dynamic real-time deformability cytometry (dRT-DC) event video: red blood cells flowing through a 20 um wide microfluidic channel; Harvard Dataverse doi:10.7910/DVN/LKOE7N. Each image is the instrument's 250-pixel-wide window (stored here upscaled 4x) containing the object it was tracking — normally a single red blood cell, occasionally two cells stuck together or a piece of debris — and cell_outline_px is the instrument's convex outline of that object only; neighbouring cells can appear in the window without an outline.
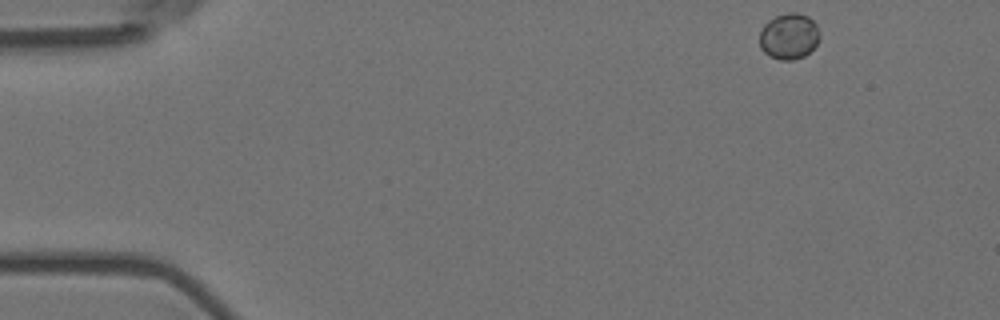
{"species": "Egyptian fruit bat (a non-hibernating species)", "species_latin": "Rousettus aegyptiacus", "temperature_condition": "room temperature", "stored_images_in_passage": 5, "camera_frame_rate_fps": 3000, "um_per_image_px": 0.085, "animal": {"sex": "female"}, "frame": {"image": 1, "passage_image": 1, "time_ms": 0.0, "image_size_px": [1000, 320], "cell_outline_px": [[820, 36], [816, 44], [804, 56], [792, 60], [780, 60], [768, 56], [760, 48], [760, 32], [764, 24], [768, 20], [776, 16], [788, 12], [796, 12], [808, 16], [816, 24], [820, 32]], "centroid_in_image_um": [67.05, 3.08], "position_along_channel_um": 17.9, "area_um2": 16.18}}
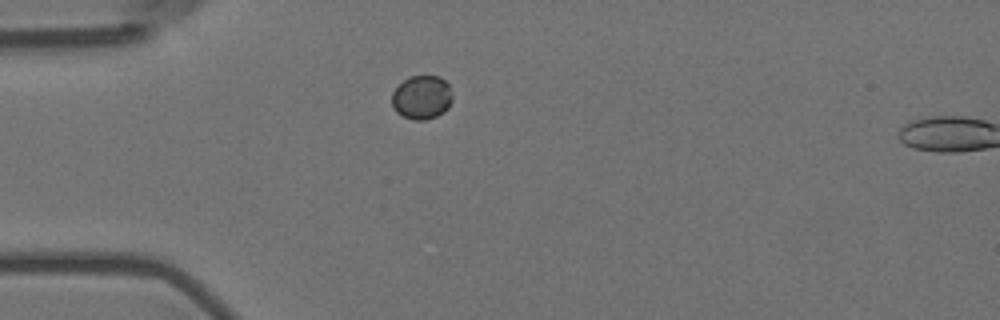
{"frame": {"image": 2, "passage_image": 4, "time_ms": 1.0, "image_size_px": [1000, 320], "cell_outline_px": [[452, 100], [448, 108], [444, 112], [436, 116], [424, 120], [416, 120], [404, 116], [396, 112], [392, 108], [392, 92], [404, 80], [412, 76], [440, 76], [448, 84], [452, 92]], "centroid_in_image_um": [35.86, 8.28], "position_along_channel_um": 49.1, "area_um2": 15.43}}